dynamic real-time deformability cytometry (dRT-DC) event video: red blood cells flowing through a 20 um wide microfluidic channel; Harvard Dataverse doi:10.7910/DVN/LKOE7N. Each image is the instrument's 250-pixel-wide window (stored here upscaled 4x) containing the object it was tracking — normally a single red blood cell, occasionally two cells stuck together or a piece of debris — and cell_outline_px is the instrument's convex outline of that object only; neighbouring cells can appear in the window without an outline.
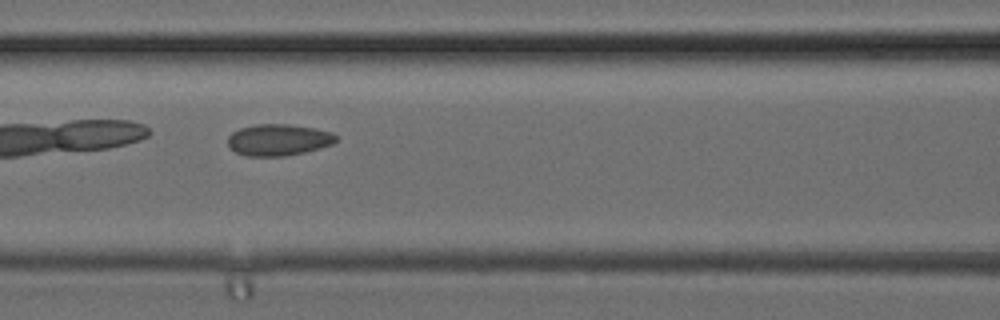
{"species": "common noctule bat (a hibernating species)", "species_latin": "Nyctalus noctula", "temperature_condition": "cold", "stored_images_in_passage": 9, "camera_frame_rate_fps": 3000, "um_per_image_px": 0.085, "animal": {"sex": "female", "body_mass_g": 24.6, "forearm_length_mm": 56.2}, "frame": {"image": 1, "passage_image": 9, "time_ms": 2.667, "image_size_px": [1000, 320], "cell_outline_px": [[340, 140], [332, 144], [320, 148], [304, 152], [284, 156], [244, 156], [228, 148], [228, 136], [232, 132], [240, 128], [256, 124], [288, 124], [316, 128], [332, 132]], "centroid_in_image_um": [23.67, 11.89], "position_along_channel_um": 142.9, "area_um2": 20.11}}